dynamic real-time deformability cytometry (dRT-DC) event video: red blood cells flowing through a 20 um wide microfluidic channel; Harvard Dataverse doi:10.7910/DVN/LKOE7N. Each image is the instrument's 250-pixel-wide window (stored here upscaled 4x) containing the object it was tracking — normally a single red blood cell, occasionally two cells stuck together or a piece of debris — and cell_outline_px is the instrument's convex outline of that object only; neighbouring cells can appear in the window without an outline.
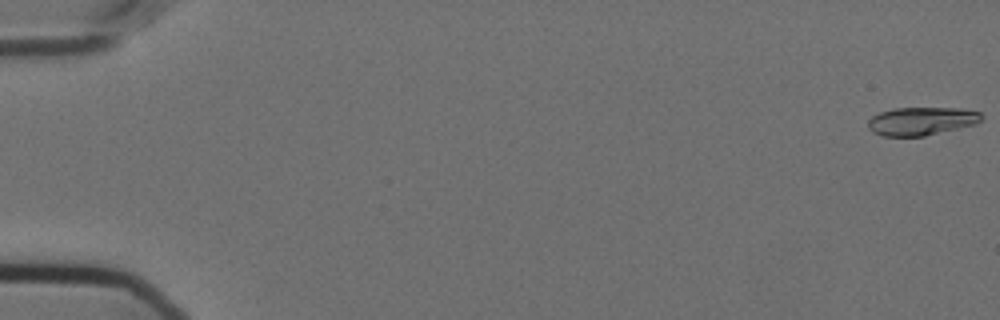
{"species": "Egyptian fruit bat (a non-hibernating species)", "species_latin": "Rousettus aegyptiacus", "temperature_condition": "cold", "stored_images_in_passage": 53, "camera_frame_rate_fps": 3000, "um_per_image_px": 0.085, "animal": {"sex": "female"}, "frame": {"image": 1, "passage_image": 1, "time_ms": 0.0, "image_size_px": [1000, 320], "cell_outline_px": [[984, 116], [976, 124], [924, 136], [880, 136], [872, 132], [868, 128], [868, 120], [872, 116], [880, 112], [892, 108], [960, 108], [980, 112]], "centroid_in_image_um": [78.3, 10.29], "position_along_channel_um": 6.7, "area_um2": 18.73}}
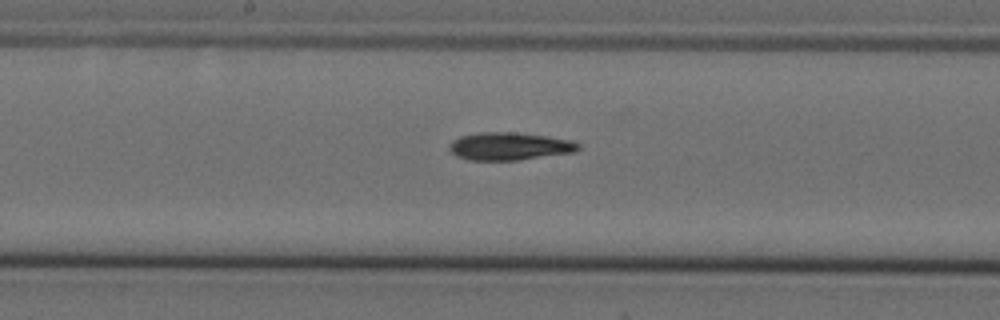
{"frame": {"image": 2, "passage_image": 31, "time_ms": 10.0, "image_size_px": [1000, 320], "cell_outline_px": [[580, 148], [576, 152], [520, 160], [468, 160], [456, 156], [448, 148], [448, 144], [452, 140], [460, 136], [480, 132], [512, 132], [548, 136], [572, 140], [580, 144]], "centroid_in_image_um": [43.31, 12.43], "position_along_channel_um": 204.9, "area_um2": 21.1}}
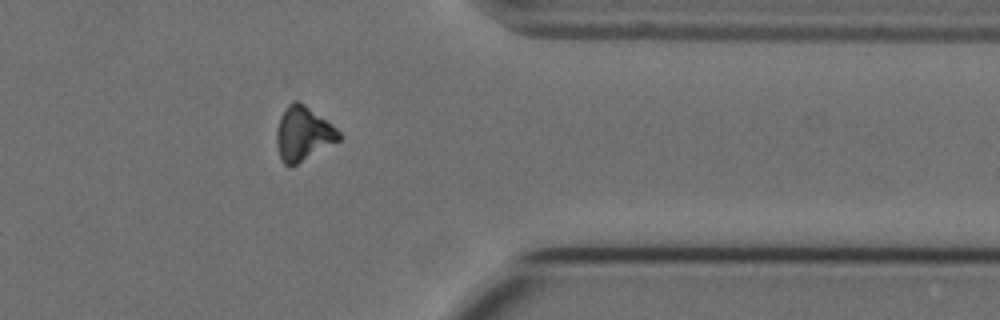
{"frame": {"image": 3, "passage_image": 47, "time_ms": 15.333, "image_size_px": [1000, 320], "cell_outline_px": [[340, 140], [292, 168], [288, 168], [280, 160], [276, 144], [276, 128], [280, 116], [288, 104], [292, 100], [296, 100], [304, 104], [332, 124], [340, 132]], "centroid_in_image_um": [25.73, 11.4], "position_along_channel_um": 385.7, "area_um2": 20.06}}